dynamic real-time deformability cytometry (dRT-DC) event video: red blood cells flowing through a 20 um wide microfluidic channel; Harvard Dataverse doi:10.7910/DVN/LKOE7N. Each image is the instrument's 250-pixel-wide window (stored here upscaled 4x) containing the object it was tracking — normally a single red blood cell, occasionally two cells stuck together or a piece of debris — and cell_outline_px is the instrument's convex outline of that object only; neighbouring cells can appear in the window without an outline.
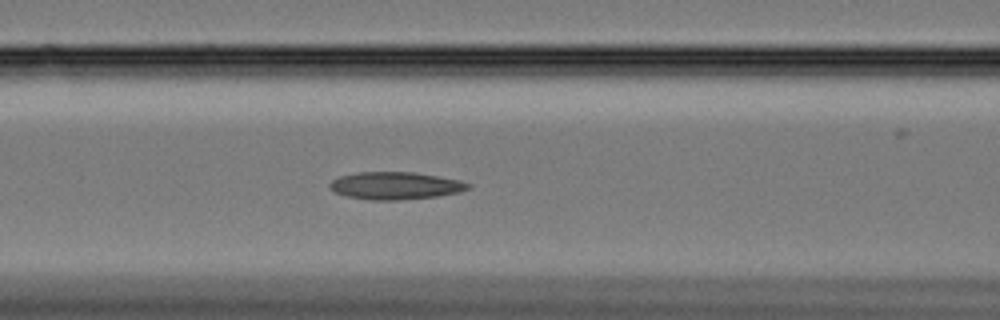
{"species": "Egyptian fruit bat (a non-hibernating species)", "species_latin": "Rousettus aegyptiacus", "temperature_condition": "cold", "stored_images_in_passage": 53, "camera_frame_rate_fps": 3000, "um_per_image_px": 0.085, "animal": {"sex": "female"}, "frame": {"image": 1, "passage_image": 17, "time_ms": 5.333, "image_size_px": [1000, 320], "cell_outline_px": [[472, 184], [468, 188], [460, 192], [436, 196], [400, 200], [372, 200], [348, 196], [336, 192], [328, 184], [332, 180], [340, 176], [360, 172], [412, 172], [460, 180]], "centroid_in_image_um": [33.62, 15.78], "position_along_channel_um": 133.0, "area_um2": 21.85}}
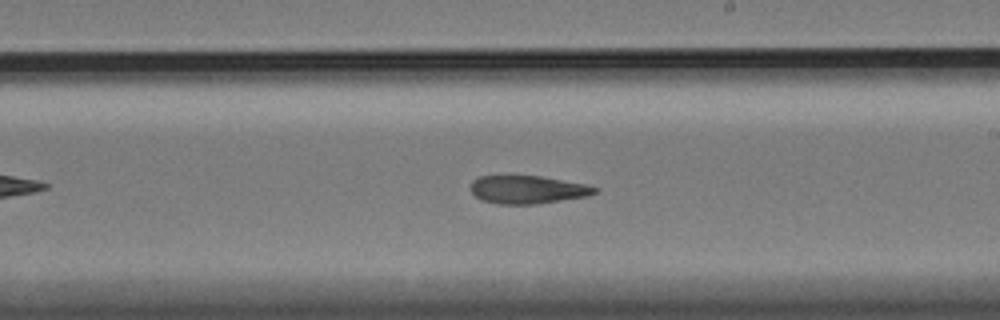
{"frame": {"image": 2, "passage_image": 27, "time_ms": 8.667, "image_size_px": [1000, 320], "cell_outline_px": [[600, 188], [596, 192], [588, 196], [536, 204], [500, 204], [480, 200], [472, 192], [472, 180], [480, 176], [540, 176], [588, 184]], "centroid_in_image_um": [44.89, 16.12], "position_along_channel_um": 244.1, "area_um2": 20.29}}
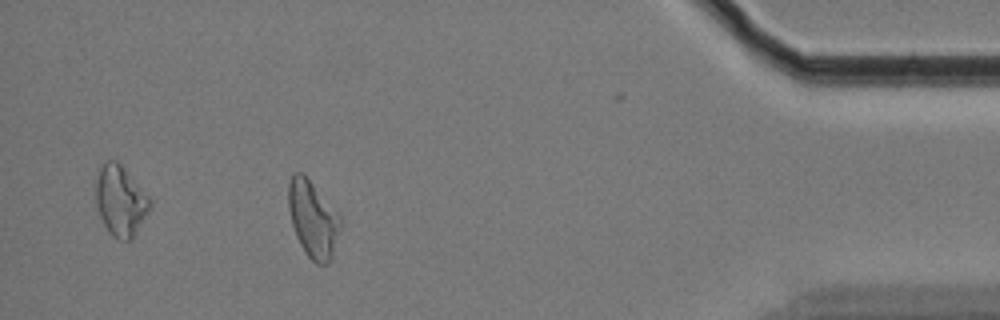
{"frame": {"image": 3, "passage_image": 46, "time_ms": 15.0, "image_size_px": [1000, 320], "cell_outline_px": [[340, 228], [332, 256], [328, 264], [316, 264], [308, 256], [300, 244], [296, 236], [292, 224], [288, 208], [288, 184], [292, 172], [304, 172], [340, 216]], "centroid_in_image_um": [26.57, 18.59], "position_along_channel_um": 408.6, "area_um2": 23.18}, "authors_computed_cell_mechanics": {"area_um2": 22.4842, "velocity_mm_per_s": 3.3389, "shape_relaxation_time_tau1_ms": null, "shape_relaxation_time_tau2_ms": 7.4933, "deformation_change_tau1": null, "deformation_change_tau2": 0.1596}}